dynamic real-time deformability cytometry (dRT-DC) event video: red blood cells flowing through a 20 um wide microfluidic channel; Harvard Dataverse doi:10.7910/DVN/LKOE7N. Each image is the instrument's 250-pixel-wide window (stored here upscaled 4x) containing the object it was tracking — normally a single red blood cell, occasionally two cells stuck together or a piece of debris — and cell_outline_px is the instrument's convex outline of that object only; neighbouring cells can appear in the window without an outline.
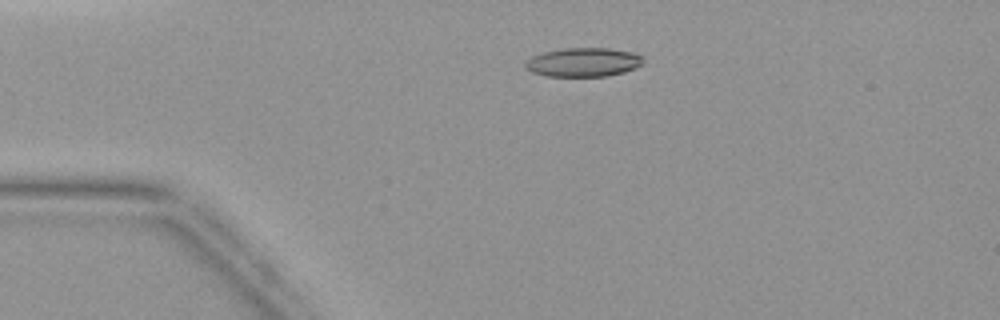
{"species": "common noctule bat (a hibernating species)", "species_latin": "Nyctalus noctula", "temperature_condition": "warm", "stored_images_in_passage": 45, "camera_frame_rate_fps": 3000, "um_per_image_px": 0.085, "animal": {"sex": "female", "body_mass_g": 19.9}, "frame": {"image": 1, "passage_image": 10, "time_ms": 3.0, "image_size_px": [1000, 320], "cell_outline_px": [[644, 64], [636, 68], [624, 72], [608, 76], [544, 76], [532, 72], [524, 68], [524, 60], [532, 56], [544, 52], [564, 48], [608, 48], [632, 52], [644, 56]], "centroid_in_image_um": [49.59, 5.29], "position_along_channel_um": 35.4, "area_um2": 20.17}}
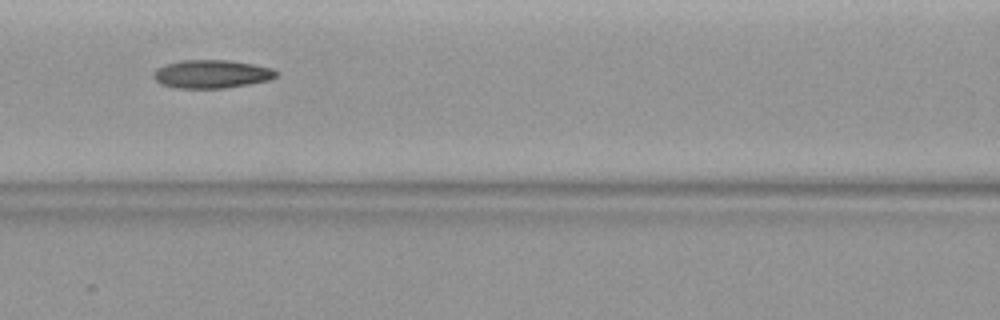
{"frame": {"image": 2, "passage_image": 20, "time_ms": 6.333, "image_size_px": [1000, 320], "cell_outline_px": [[276, 76], [268, 80], [248, 84], [224, 88], [176, 88], [160, 84], [152, 76], [152, 72], [156, 68], [164, 64], [184, 60], [228, 60], [252, 64], [272, 68], [276, 72]], "centroid_in_image_um": [17.92, 6.29], "position_along_channel_um": 148.7, "area_um2": 20.17}}
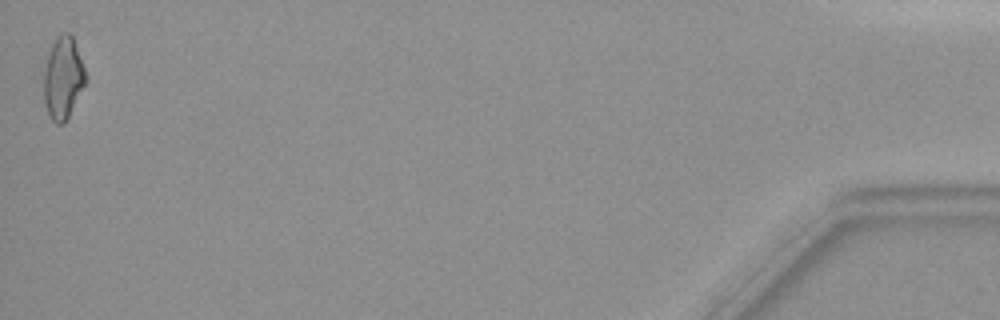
{"frame": {"image": 3, "passage_image": 45, "time_ms": 14.667, "image_size_px": [1000, 320], "cell_outline_px": [[88, 80], [64, 124], [56, 124], [48, 116], [44, 104], [44, 72], [48, 56], [52, 44], [56, 36], [64, 32], [68, 32], [72, 36], [88, 76]], "centroid_in_image_um": [5.37, 6.65], "position_along_channel_um": 429.8, "area_um2": 20.17}}